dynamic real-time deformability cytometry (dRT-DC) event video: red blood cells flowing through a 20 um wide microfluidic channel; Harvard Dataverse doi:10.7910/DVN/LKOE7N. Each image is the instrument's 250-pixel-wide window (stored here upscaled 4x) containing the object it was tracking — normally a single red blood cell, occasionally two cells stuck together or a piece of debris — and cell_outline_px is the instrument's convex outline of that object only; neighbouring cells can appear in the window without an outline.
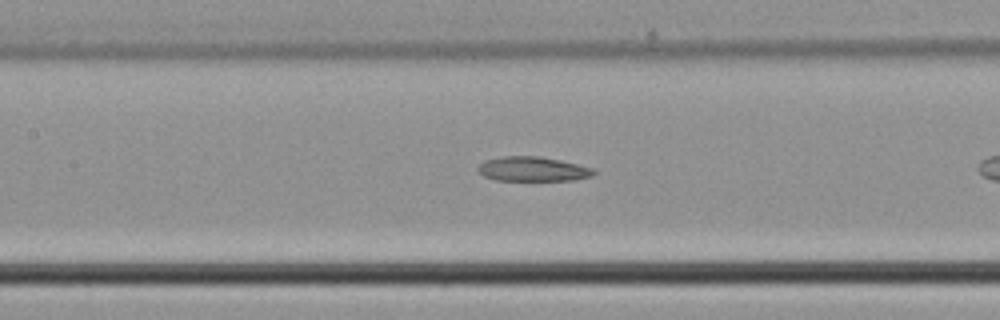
{"species": "common noctule bat (a hibernating species)", "species_latin": "Nyctalus noctula", "temperature_condition": "cold", "stored_images_in_passage": 10, "camera_frame_rate_fps": 3000, "um_per_image_px": 0.085, "animal": {"sex": "male", "body_mass_g": 21.5, "forearm_length_mm": 52.0}, "frame": {"image": 1, "passage_image": 9, "time_ms": 2.667, "image_size_px": [1000, 320], "cell_outline_px": [[596, 172], [592, 176], [572, 180], [496, 180], [484, 176], [476, 168], [484, 160], [504, 156], [540, 156], [560, 160], [596, 168]], "centroid_in_image_um": [45.31, 14.36], "position_along_channel_um": 162.1, "area_um2": 16.59}}